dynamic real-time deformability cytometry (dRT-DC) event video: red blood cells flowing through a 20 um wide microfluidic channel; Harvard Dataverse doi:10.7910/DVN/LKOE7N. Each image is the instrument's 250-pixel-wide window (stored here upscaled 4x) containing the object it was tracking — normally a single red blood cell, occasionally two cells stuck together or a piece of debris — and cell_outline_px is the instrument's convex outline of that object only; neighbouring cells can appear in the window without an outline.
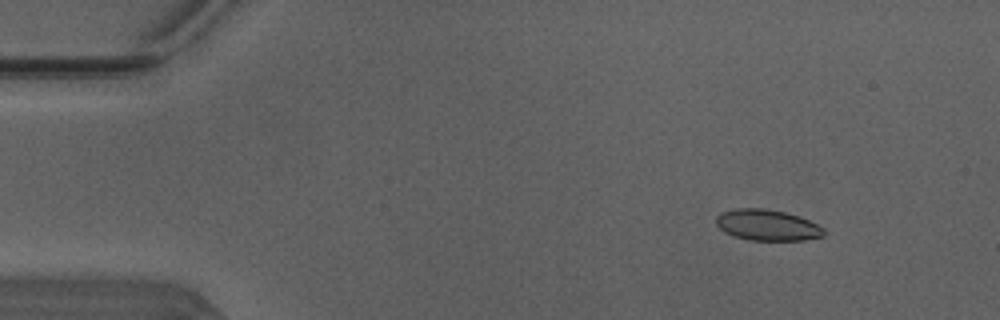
{"species": "Egyptian fruit bat (a non-hibernating species)", "species_latin": "Rousettus aegyptiacus", "temperature_condition": "warm", "stored_images_in_passage": 45, "camera_frame_rate_fps": 3000, "um_per_image_px": 0.085, "animal": {"sex": "male"}, "frame": {"image": 1, "passage_image": 1, "time_ms": 0.0, "image_size_px": [1000, 320], "cell_outline_px": [[824, 236], [804, 240], [752, 240], [736, 236], [724, 232], [716, 224], [716, 216], [720, 212], [736, 208], [764, 208], [784, 212], [800, 216], [824, 228]], "centroid_in_image_um": [65.21, 19.12], "position_along_channel_um": 19.8, "area_um2": 19.42}}
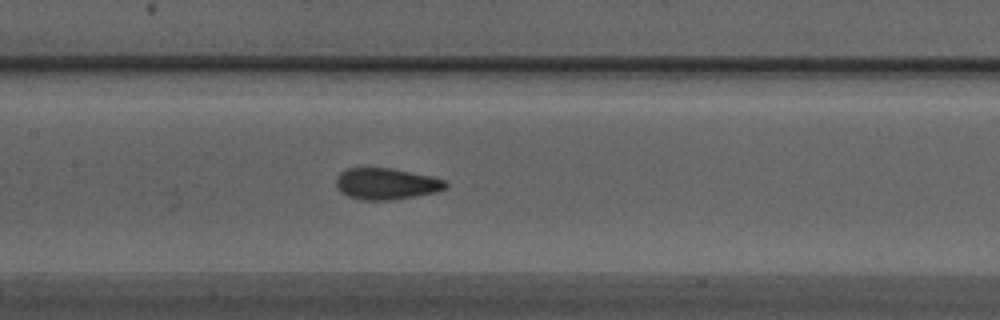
{"frame": {"image": 2, "passage_image": 19, "time_ms": 6.0, "image_size_px": [1000, 320], "cell_outline_px": [[448, 188], [436, 192], [416, 196], [392, 200], [360, 200], [348, 196], [340, 192], [336, 184], [336, 176], [340, 172], [348, 168], [392, 168], [432, 176], [444, 180], [448, 184]], "centroid_in_image_um": [32.84, 15.62], "position_along_channel_um": 174.6, "area_um2": 20.23}}
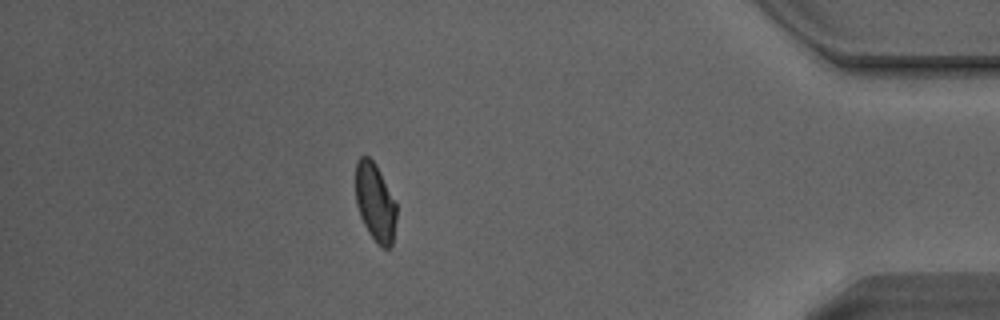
{"frame": {"image": 3, "passage_image": 39, "time_ms": 12.667, "image_size_px": [1000, 320], "cell_outline_px": [[396, 220], [392, 244], [388, 248], [384, 248], [376, 244], [368, 232], [360, 216], [356, 204], [356, 160], [360, 156], [368, 156], [376, 164], [396, 204]], "centroid_in_image_um": [31.88, 17.21], "position_along_channel_um": 403.3, "area_um2": 18.55}, "authors_computed_cell_mechanics": {"area_um2": 19.652, "velocity_mm_per_s": 4.1216, "shape_relaxation_time_tau1_ms": 4.367, "shape_relaxation_time_tau2_ms": 1.0075, "deformation_change_tau1": 0.1201, "deformation_change_tau2": 0.0576}}